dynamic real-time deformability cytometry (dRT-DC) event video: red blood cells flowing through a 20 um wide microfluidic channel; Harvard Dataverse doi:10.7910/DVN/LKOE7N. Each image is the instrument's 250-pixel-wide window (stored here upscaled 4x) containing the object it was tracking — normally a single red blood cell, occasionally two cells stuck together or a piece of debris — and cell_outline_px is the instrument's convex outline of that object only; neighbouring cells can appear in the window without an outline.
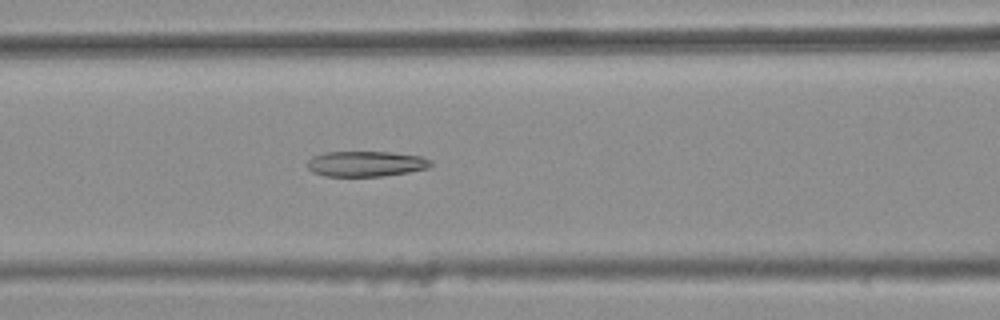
{"species": "common noctule bat (a hibernating species)", "species_latin": "Nyctalus noctula", "temperature_condition": "warm", "stored_images_in_passage": 36, "camera_frame_rate_fps": 3000, "um_per_image_px": 0.085, "animal": {"sex": "female", "body_mass_g": 25.1}, "frame": {"image": 1, "passage_image": 12, "time_ms": 3.667, "image_size_px": [1000, 320], "cell_outline_px": [[432, 164], [428, 168], [408, 172], [384, 176], [324, 176], [312, 172], [308, 168], [308, 160], [312, 156], [324, 152], [392, 152], [420, 156], [432, 160]], "centroid_in_image_um": [31.1, 13.92], "position_along_channel_um": 135.5, "area_um2": 18.38}}
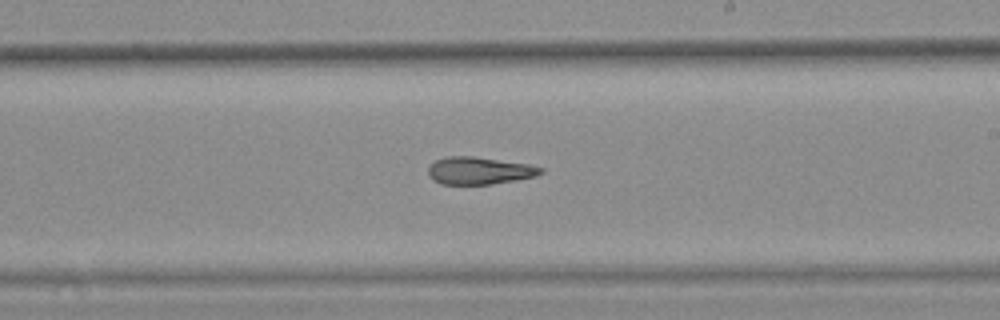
{"frame": {"image": 2, "passage_image": 21, "time_ms": 6.667, "image_size_px": [1000, 320], "cell_outline_px": [[544, 172], [536, 176], [516, 180], [492, 184], [440, 184], [432, 180], [428, 176], [428, 168], [436, 160], [448, 156], [472, 156], [528, 164], [544, 168]], "centroid_in_image_um": [40.73, 14.51], "position_along_channel_um": 248.3, "area_um2": 17.98}}
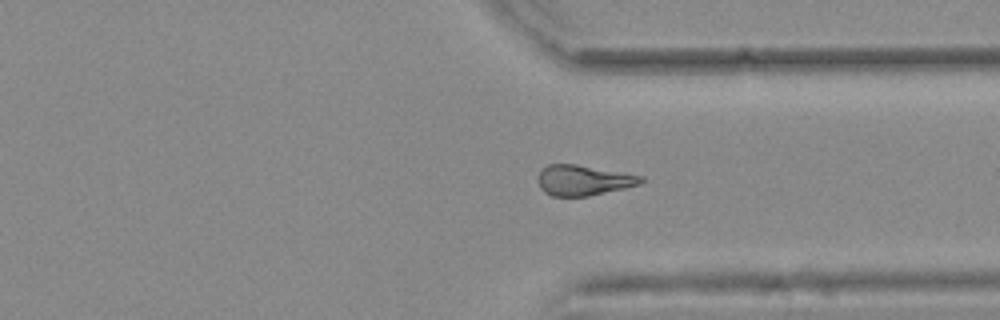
{"frame": {"image": 3, "passage_image": 30, "time_ms": 9.667, "image_size_px": [1000, 320], "cell_outline_px": [[644, 180], [640, 184], [624, 188], [588, 196], [552, 196], [544, 192], [540, 188], [536, 180], [540, 168], [548, 164], [576, 164], [644, 176]], "centroid_in_image_um": [49.53, 15.31], "position_along_channel_um": 361.9, "area_um2": 18.38}, "authors_computed_cell_mechanics": {"area_um2": 18.5538, "velocity_mm_per_s": 3.7676, "shape_relaxation_time_tau1_ms": null, "shape_relaxation_time_tau2_ms": 6.8109, "deformation_change_tau1": null, "deformation_change_tau2": 0.1844}}